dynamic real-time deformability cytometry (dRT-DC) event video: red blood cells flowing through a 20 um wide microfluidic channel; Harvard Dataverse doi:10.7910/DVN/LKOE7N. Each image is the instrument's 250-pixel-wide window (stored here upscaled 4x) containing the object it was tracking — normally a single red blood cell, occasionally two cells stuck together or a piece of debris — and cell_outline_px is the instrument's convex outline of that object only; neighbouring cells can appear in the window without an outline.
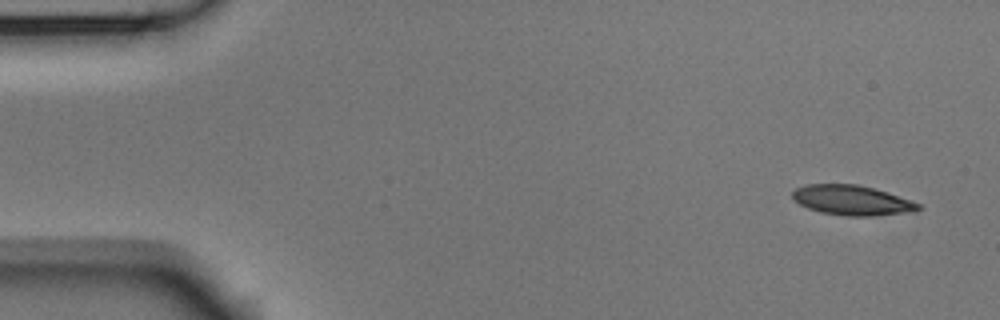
{"species": "Egyptian fruit bat (a non-hibernating species)", "species_latin": "Rousettus aegyptiacus", "temperature_condition": "room temperature", "stored_images_in_passage": 10, "camera_frame_rate_fps": 3000, "um_per_image_px": 0.085, "animal": {"sex": "male"}, "frame": {"image": 1, "passage_image": 1, "time_ms": 0.0, "image_size_px": [1000, 320], "cell_outline_px": [[924, 208], [900, 212], [872, 216], [848, 216], [820, 212], [808, 208], [800, 204], [792, 196], [792, 192], [796, 188], [804, 184], [856, 184], [888, 192], [920, 204]], "centroid_in_image_um": [72.36, 17.01], "position_along_channel_um": 12.6, "area_um2": 21.56}}
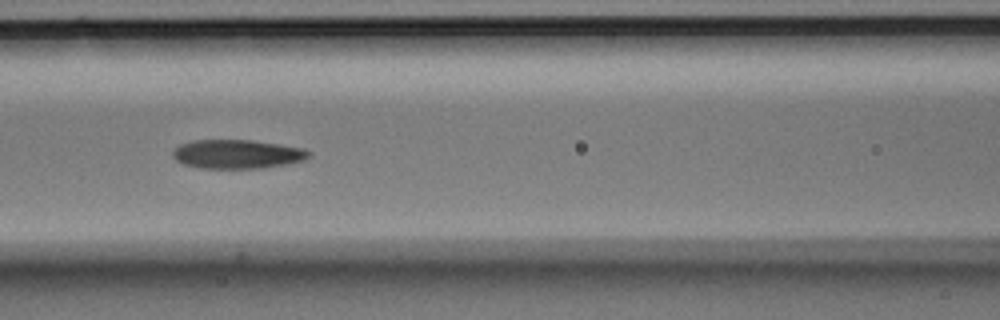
{"frame": {"image": 2, "passage_image": 6, "time_ms": 1.667, "image_size_px": [1000, 320], "cell_outline_px": [[312, 152], [304, 160], [264, 168], [200, 168], [184, 164], [176, 160], [172, 156], [172, 152], [180, 144], [192, 140], [252, 140], [280, 144], [304, 148]], "centroid_in_image_um": [20.16, 13.09], "position_along_channel_um": 146.4, "area_um2": 22.95}}
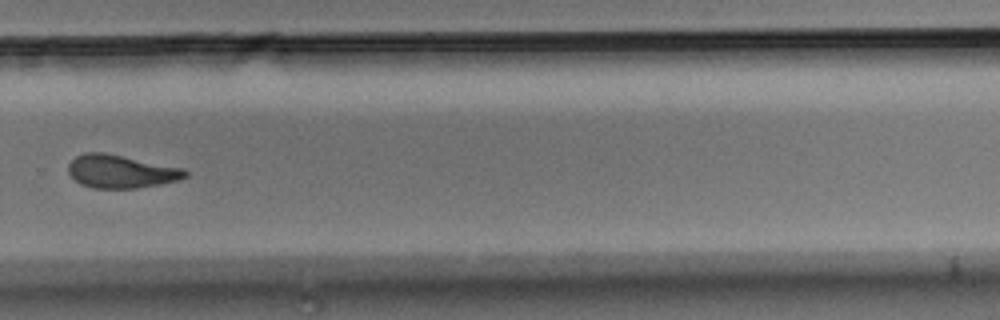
{"frame": {"image": 3, "passage_image": 10, "time_ms": 3.0, "image_size_px": [1000, 320], "cell_outline_px": [[188, 176], [176, 180], [160, 184], [136, 188], [92, 188], [80, 184], [68, 172], [68, 164], [76, 156], [84, 152], [104, 152], [184, 168], [188, 172]], "centroid_in_image_um": [10.27, 14.57], "position_along_channel_um": 319.5, "area_um2": 22.54}}